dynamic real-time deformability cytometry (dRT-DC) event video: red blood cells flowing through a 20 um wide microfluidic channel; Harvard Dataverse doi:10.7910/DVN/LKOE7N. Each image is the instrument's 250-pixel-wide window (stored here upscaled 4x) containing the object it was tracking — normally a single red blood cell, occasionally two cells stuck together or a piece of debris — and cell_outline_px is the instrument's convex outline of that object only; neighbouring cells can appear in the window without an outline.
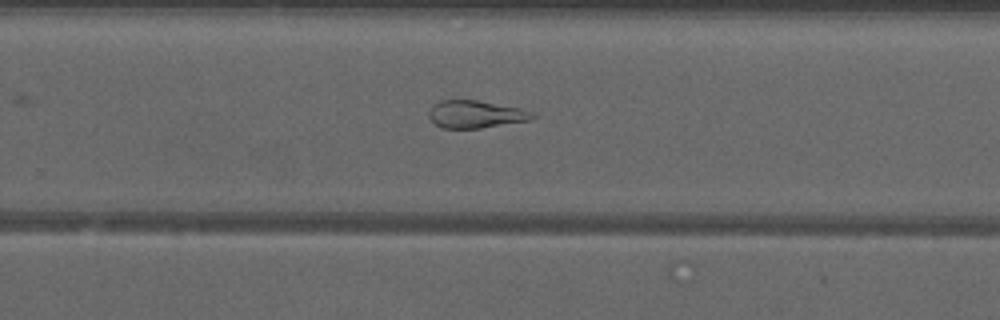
{"species": "common noctule bat (a hibernating species)", "species_latin": "Nyctalus noctula", "temperature_condition": "warm", "stored_images_in_passage": 44, "segment_of_instrument_passage": [2, 2], "camera_frame_rate_fps": 3000, "um_per_image_px": 0.085, "animal": {"sex": "male", "forearm_length_mm": 52.5}, "frame": {"image": 1, "passage_image": 26, "time_ms": 8.333, "image_size_px": [1000, 320], "cell_outline_px": [[536, 116], [532, 120], [480, 128], [444, 128], [436, 124], [428, 116], [428, 112], [432, 104], [440, 100], [476, 100], [520, 108], [532, 112]], "centroid_in_image_um": [40.42, 9.71], "position_along_channel_um": 289.4, "area_um2": 16.59}}
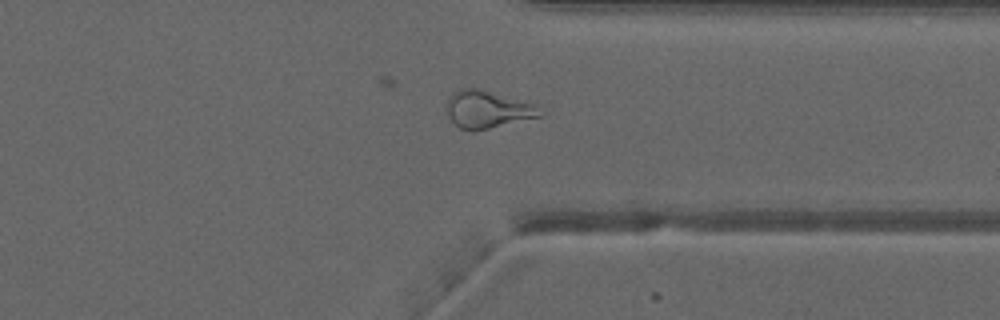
{"frame": {"image": 2, "passage_image": 32, "time_ms": 10.333, "image_size_px": [1000, 320], "cell_outline_px": [[544, 116], [472, 132], [460, 128], [448, 116], [448, 100], [460, 88], [480, 88], [536, 104], [544, 112]], "centroid_in_image_um": [41.52, 9.31], "position_along_channel_um": 369.9, "area_um2": 20.4}}
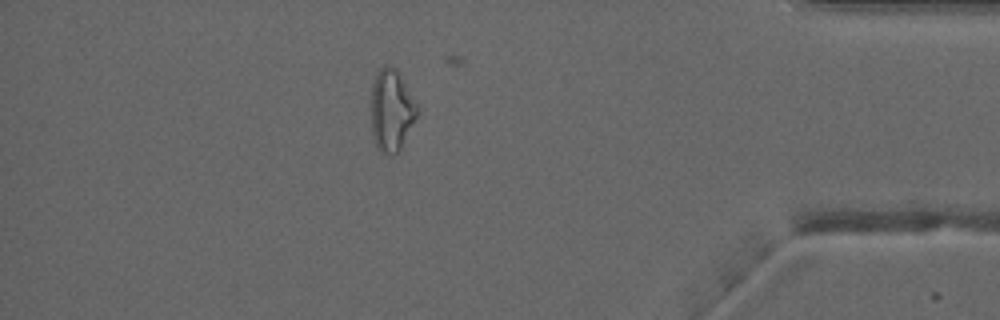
{"frame": {"image": 3, "passage_image": 37, "time_ms": 12.0, "image_size_px": [1000, 320], "cell_outline_px": [[416, 116], [400, 148], [392, 156], [388, 156], [380, 152], [376, 148], [372, 132], [372, 84], [380, 68], [384, 64], [388, 64], [396, 68], [416, 104]], "centroid_in_image_um": [33.24, 9.39], "position_along_channel_um": 402.0, "area_um2": 21.44}}